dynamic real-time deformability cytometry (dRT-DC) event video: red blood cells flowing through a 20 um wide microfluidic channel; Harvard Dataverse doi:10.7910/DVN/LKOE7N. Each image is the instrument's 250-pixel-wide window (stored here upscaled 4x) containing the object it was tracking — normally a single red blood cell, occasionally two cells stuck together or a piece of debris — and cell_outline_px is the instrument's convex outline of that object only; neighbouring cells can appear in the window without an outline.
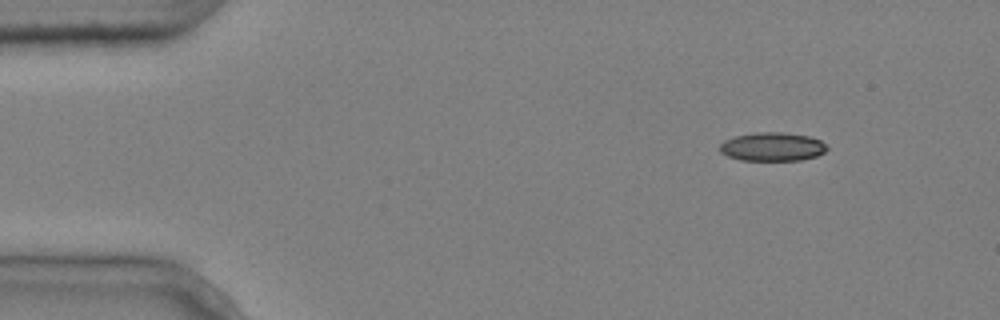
{"species": "common noctule bat (a hibernating species)", "species_latin": "Nyctalus noctula", "temperature_condition": "cold", "stored_images_in_passage": 9, "camera_frame_rate_fps": 3000, "um_per_image_px": 0.085, "animal": {"sex": "male", "body_mass_g": 20.4}, "frame": {"image": 1, "passage_image": 1, "time_ms": 0.0, "image_size_px": [1000, 320], "cell_outline_px": [[828, 148], [824, 152], [816, 156], [800, 160], [740, 160], [728, 156], [720, 152], [720, 144], [724, 140], [732, 136], [756, 132], [780, 132], [812, 136], [820, 140]], "centroid_in_image_um": [65.63, 12.46], "position_along_channel_um": 19.4, "area_um2": 17.98}}
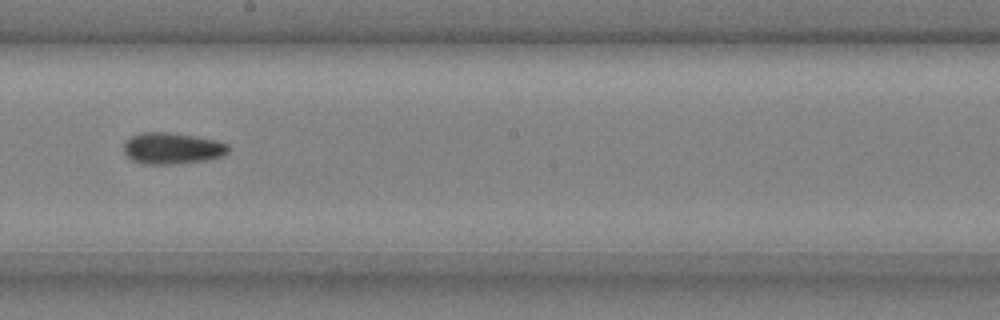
{"frame": {"image": 2, "passage_image": 7, "time_ms": 2.0, "image_size_px": [1000, 320], "cell_outline_px": [[228, 152], [224, 156], [204, 160], [176, 164], [140, 164], [132, 160], [124, 152], [124, 144], [132, 136], [144, 132], [164, 132], [192, 136], [216, 140], [228, 144]], "centroid_in_image_um": [14.63, 12.62], "position_along_channel_um": 233.6, "area_um2": 18.96}}
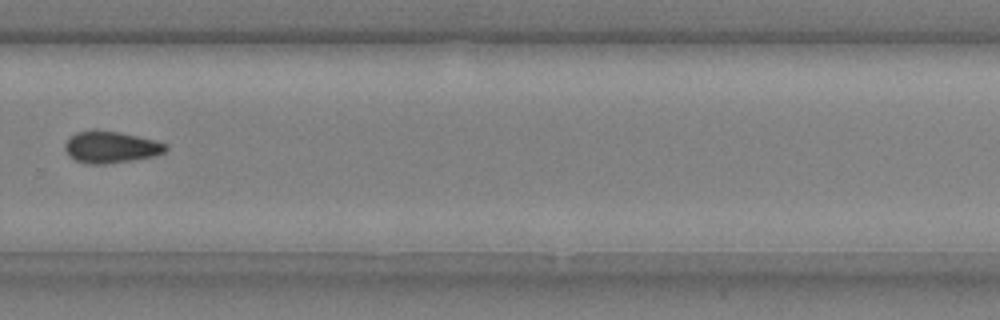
{"frame": {"image": 3, "passage_image": 9, "time_ms": 2.667, "image_size_px": [1000, 320], "cell_outline_px": [[168, 148], [164, 152], [156, 156], [108, 164], [84, 164], [68, 156], [64, 148], [64, 144], [68, 136], [76, 132], [120, 132], [156, 140], [168, 144]], "centroid_in_image_um": [9.43, 12.53], "position_along_channel_um": 320.4, "area_um2": 18.61}}